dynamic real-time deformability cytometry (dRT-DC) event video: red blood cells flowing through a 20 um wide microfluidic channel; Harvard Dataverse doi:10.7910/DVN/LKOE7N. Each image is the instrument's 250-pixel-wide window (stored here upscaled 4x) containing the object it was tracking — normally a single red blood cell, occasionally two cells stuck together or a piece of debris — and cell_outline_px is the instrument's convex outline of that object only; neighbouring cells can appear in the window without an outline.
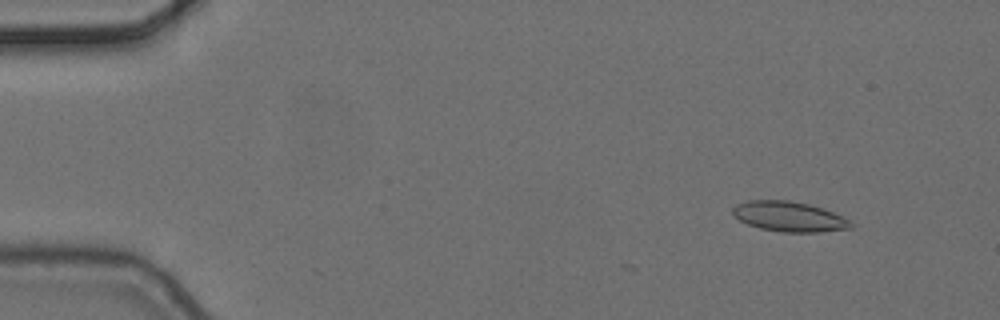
{"species": "common noctule bat (a hibernating species)", "species_latin": "Nyctalus noctula", "temperature_condition": "cold", "stored_images_in_passage": 6, "segment_of_instrument_passage": [1, 2], "camera_frame_rate_fps": 3000, "um_per_image_px": 0.085, "animal": {"sex": "female", "body_mass_g": 24.6, "forearm_length_mm": 56.2}, "frame": {"image": 1, "passage_image": 2, "time_ms": 0.333, "image_size_px": [1000, 320], "cell_outline_px": [[852, 228], [820, 232], [784, 232], [760, 228], [748, 224], [732, 216], [732, 208], [736, 204], [748, 200], [788, 200], [808, 204], [824, 208], [852, 220]], "centroid_in_image_um": [67.08, 18.4], "position_along_channel_um": 17.9, "area_um2": 20.87}}